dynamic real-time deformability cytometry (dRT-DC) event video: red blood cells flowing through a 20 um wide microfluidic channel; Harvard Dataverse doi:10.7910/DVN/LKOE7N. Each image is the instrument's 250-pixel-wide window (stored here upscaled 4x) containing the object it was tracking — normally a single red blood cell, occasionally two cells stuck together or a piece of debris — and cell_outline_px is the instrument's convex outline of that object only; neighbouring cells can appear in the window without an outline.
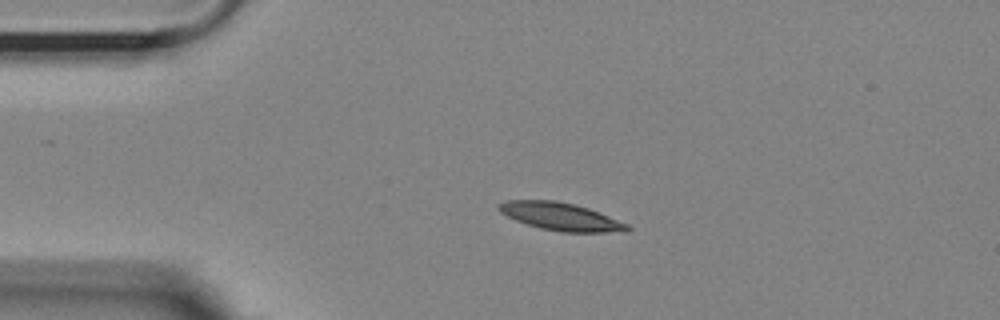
{"species": "Egyptian fruit bat (a non-hibernating species)", "species_latin": "Rousettus aegyptiacus", "temperature_condition": "room temperature", "stored_images_in_passage": 45, "camera_frame_rate_fps": 3000, "um_per_image_px": 0.085, "animal": {"sex": "female"}, "frame": {"image": 1, "passage_image": 1, "time_ms": 0.0, "image_size_px": [1000, 320], "cell_outline_px": [[632, 228], [628, 232], [560, 232], [540, 228], [516, 220], [500, 212], [496, 208], [496, 204], [508, 200], [556, 200], [576, 204], [588, 208], [628, 224]], "centroid_in_image_um": [47.66, 18.4], "position_along_channel_um": 37.3, "area_um2": 20.87}}
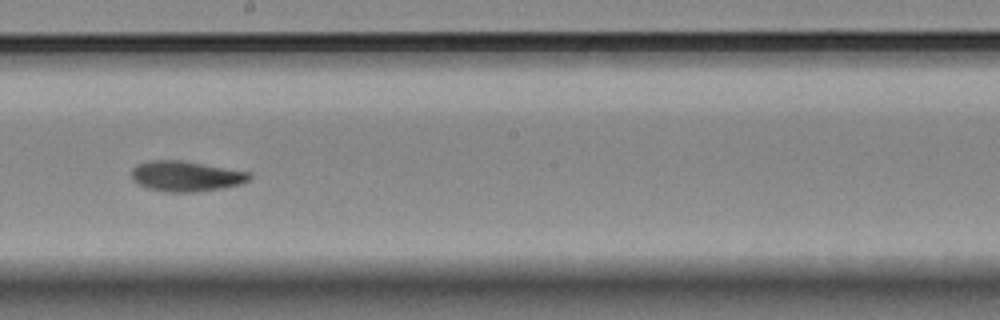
{"frame": {"image": 2, "passage_image": 20, "time_ms": 6.333, "image_size_px": [1000, 320], "cell_outline_px": [[252, 176], [248, 180], [240, 184], [224, 188], [200, 192], [168, 192], [148, 188], [136, 184], [132, 180], [132, 168], [136, 164], [152, 160], [180, 160], [252, 172]], "centroid_in_image_um": [15.81, 14.98], "position_along_channel_um": 232.4, "area_um2": 21.1}}
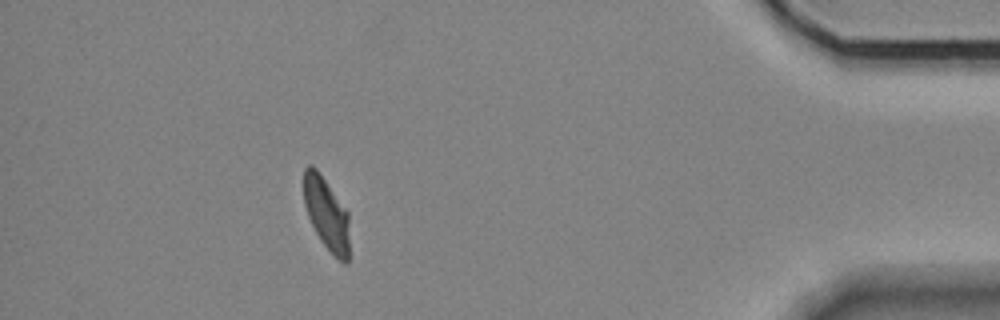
{"frame": {"image": 3, "passage_image": 39, "time_ms": 12.667, "image_size_px": [1000, 320], "cell_outline_px": [[348, 264], [344, 264], [320, 240], [308, 216], [304, 204], [304, 168], [308, 164], [312, 164], [320, 172], [348, 212]], "centroid_in_image_um": [27.74, 18.12], "position_along_channel_um": 407.5, "area_um2": 19.07}, "authors_computed_cell_mechanics": {"area_um2": 20.6924, "velocity_mm_per_s": 3.574, "shape_relaxation_time_tau1_ms": 9.294, "shape_relaxation_time_tau2_ms": 2.6827, "deformation_change_tau1": 0.2411, "deformation_change_tau2": 0.0794}}